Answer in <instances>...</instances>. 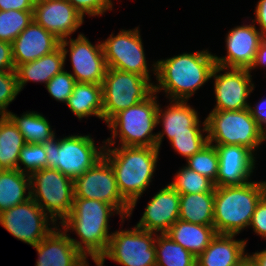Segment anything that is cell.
I'll use <instances>...</instances> for the list:
<instances>
[{"mask_svg":"<svg viewBox=\"0 0 266 266\" xmlns=\"http://www.w3.org/2000/svg\"><path fill=\"white\" fill-rule=\"evenodd\" d=\"M6 116L18 127L26 143L42 144L56 136V130L42 113L27 110L18 116L9 111Z\"/></svg>","mask_w":266,"mask_h":266,"instance_id":"28","label":"cell"},{"mask_svg":"<svg viewBox=\"0 0 266 266\" xmlns=\"http://www.w3.org/2000/svg\"><path fill=\"white\" fill-rule=\"evenodd\" d=\"M30 182L31 198L59 225L72 210L73 179L57 169L44 168L31 174Z\"/></svg>","mask_w":266,"mask_h":266,"instance_id":"9","label":"cell"},{"mask_svg":"<svg viewBox=\"0 0 266 266\" xmlns=\"http://www.w3.org/2000/svg\"><path fill=\"white\" fill-rule=\"evenodd\" d=\"M248 69L225 68L215 65L211 74L215 105L211 110H243L249 108L251 93L255 90Z\"/></svg>","mask_w":266,"mask_h":266,"instance_id":"15","label":"cell"},{"mask_svg":"<svg viewBox=\"0 0 266 266\" xmlns=\"http://www.w3.org/2000/svg\"><path fill=\"white\" fill-rule=\"evenodd\" d=\"M25 144L18 127L7 116H0V170L18 169L19 154Z\"/></svg>","mask_w":266,"mask_h":266,"instance_id":"30","label":"cell"},{"mask_svg":"<svg viewBox=\"0 0 266 266\" xmlns=\"http://www.w3.org/2000/svg\"><path fill=\"white\" fill-rule=\"evenodd\" d=\"M249 111L256 120L258 127L264 132L266 130V97H262L259 101L252 105L249 104Z\"/></svg>","mask_w":266,"mask_h":266,"instance_id":"41","label":"cell"},{"mask_svg":"<svg viewBox=\"0 0 266 266\" xmlns=\"http://www.w3.org/2000/svg\"><path fill=\"white\" fill-rule=\"evenodd\" d=\"M236 266H257L254 260L247 254Z\"/></svg>","mask_w":266,"mask_h":266,"instance_id":"47","label":"cell"},{"mask_svg":"<svg viewBox=\"0 0 266 266\" xmlns=\"http://www.w3.org/2000/svg\"><path fill=\"white\" fill-rule=\"evenodd\" d=\"M261 36L252 20L229 29L225 35L226 55L215 54V64L225 68L249 70L255 60Z\"/></svg>","mask_w":266,"mask_h":266,"instance_id":"17","label":"cell"},{"mask_svg":"<svg viewBox=\"0 0 266 266\" xmlns=\"http://www.w3.org/2000/svg\"><path fill=\"white\" fill-rule=\"evenodd\" d=\"M73 181L74 198L106 202L112 205L123 218H127L130 204L120 194L113 168L104 157Z\"/></svg>","mask_w":266,"mask_h":266,"instance_id":"14","label":"cell"},{"mask_svg":"<svg viewBox=\"0 0 266 266\" xmlns=\"http://www.w3.org/2000/svg\"><path fill=\"white\" fill-rule=\"evenodd\" d=\"M213 216L214 193L180 194V220L201 225H213Z\"/></svg>","mask_w":266,"mask_h":266,"instance_id":"29","label":"cell"},{"mask_svg":"<svg viewBox=\"0 0 266 266\" xmlns=\"http://www.w3.org/2000/svg\"><path fill=\"white\" fill-rule=\"evenodd\" d=\"M249 228L257 236L266 240V194L257 203Z\"/></svg>","mask_w":266,"mask_h":266,"instance_id":"40","label":"cell"},{"mask_svg":"<svg viewBox=\"0 0 266 266\" xmlns=\"http://www.w3.org/2000/svg\"><path fill=\"white\" fill-rule=\"evenodd\" d=\"M237 235L216 234L196 258V266H236L247 254L248 239Z\"/></svg>","mask_w":266,"mask_h":266,"instance_id":"23","label":"cell"},{"mask_svg":"<svg viewBox=\"0 0 266 266\" xmlns=\"http://www.w3.org/2000/svg\"><path fill=\"white\" fill-rule=\"evenodd\" d=\"M154 84L135 73L107 67L102 83L103 121L107 123L119 111L148 98Z\"/></svg>","mask_w":266,"mask_h":266,"instance_id":"10","label":"cell"},{"mask_svg":"<svg viewBox=\"0 0 266 266\" xmlns=\"http://www.w3.org/2000/svg\"><path fill=\"white\" fill-rule=\"evenodd\" d=\"M65 105L80 122L91 116L103 121L102 85L76 82Z\"/></svg>","mask_w":266,"mask_h":266,"instance_id":"26","label":"cell"},{"mask_svg":"<svg viewBox=\"0 0 266 266\" xmlns=\"http://www.w3.org/2000/svg\"><path fill=\"white\" fill-rule=\"evenodd\" d=\"M123 216L110 204L96 199L74 198L70 214L59 224L74 246L88 259L98 262L106 253L110 237V218ZM113 216V217H112ZM76 234L78 239L71 237Z\"/></svg>","mask_w":266,"mask_h":266,"instance_id":"2","label":"cell"},{"mask_svg":"<svg viewBox=\"0 0 266 266\" xmlns=\"http://www.w3.org/2000/svg\"><path fill=\"white\" fill-rule=\"evenodd\" d=\"M35 0H0V11H34Z\"/></svg>","mask_w":266,"mask_h":266,"instance_id":"43","label":"cell"},{"mask_svg":"<svg viewBox=\"0 0 266 266\" xmlns=\"http://www.w3.org/2000/svg\"><path fill=\"white\" fill-rule=\"evenodd\" d=\"M205 120L208 143L244 146L258 156L264 144V132L258 127L248 108L234 111L211 110Z\"/></svg>","mask_w":266,"mask_h":266,"instance_id":"7","label":"cell"},{"mask_svg":"<svg viewBox=\"0 0 266 266\" xmlns=\"http://www.w3.org/2000/svg\"><path fill=\"white\" fill-rule=\"evenodd\" d=\"M180 193L169 183L151 196L136 226L157 234L166 233L179 219Z\"/></svg>","mask_w":266,"mask_h":266,"instance_id":"20","label":"cell"},{"mask_svg":"<svg viewBox=\"0 0 266 266\" xmlns=\"http://www.w3.org/2000/svg\"><path fill=\"white\" fill-rule=\"evenodd\" d=\"M159 155L156 146H105L103 157L113 168L120 194L130 204L128 220L139 199L151 188Z\"/></svg>","mask_w":266,"mask_h":266,"instance_id":"3","label":"cell"},{"mask_svg":"<svg viewBox=\"0 0 266 266\" xmlns=\"http://www.w3.org/2000/svg\"><path fill=\"white\" fill-rule=\"evenodd\" d=\"M155 250L156 266H196V257L165 233H156Z\"/></svg>","mask_w":266,"mask_h":266,"instance_id":"31","label":"cell"},{"mask_svg":"<svg viewBox=\"0 0 266 266\" xmlns=\"http://www.w3.org/2000/svg\"><path fill=\"white\" fill-rule=\"evenodd\" d=\"M60 47L64 54V65L67 56L70 58L72 71L68 72L76 82L102 85L107 65L101 40L93 44L84 33L79 32L76 38L61 40Z\"/></svg>","mask_w":266,"mask_h":266,"instance_id":"12","label":"cell"},{"mask_svg":"<svg viewBox=\"0 0 266 266\" xmlns=\"http://www.w3.org/2000/svg\"><path fill=\"white\" fill-rule=\"evenodd\" d=\"M265 67L266 69V35H262L260 38V45L258 47L255 60L251 67L249 68V72L252 73L255 69H261Z\"/></svg>","mask_w":266,"mask_h":266,"instance_id":"45","label":"cell"},{"mask_svg":"<svg viewBox=\"0 0 266 266\" xmlns=\"http://www.w3.org/2000/svg\"><path fill=\"white\" fill-rule=\"evenodd\" d=\"M15 70L12 56V44L0 40V72Z\"/></svg>","mask_w":266,"mask_h":266,"instance_id":"42","label":"cell"},{"mask_svg":"<svg viewBox=\"0 0 266 266\" xmlns=\"http://www.w3.org/2000/svg\"><path fill=\"white\" fill-rule=\"evenodd\" d=\"M114 34L101 41L107 67L138 74L154 84L151 76H156L157 64L156 60L151 62L153 64L147 63L140 27L120 29Z\"/></svg>","mask_w":266,"mask_h":266,"instance_id":"8","label":"cell"},{"mask_svg":"<svg viewBox=\"0 0 266 266\" xmlns=\"http://www.w3.org/2000/svg\"><path fill=\"white\" fill-rule=\"evenodd\" d=\"M169 143L175 153L187 160L208 143V136L207 133L174 135Z\"/></svg>","mask_w":266,"mask_h":266,"instance_id":"36","label":"cell"},{"mask_svg":"<svg viewBox=\"0 0 266 266\" xmlns=\"http://www.w3.org/2000/svg\"><path fill=\"white\" fill-rule=\"evenodd\" d=\"M159 95L153 92L148 98L119 111L107 123L111 132L105 146H156L157 111Z\"/></svg>","mask_w":266,"mask_h":266,"instance_id":"5","label":"cell"},{"mask_svg":"<svg viewBox=\"0 0 266 266\" xmlns=\"http://www.w3.org/2000/svg\"><path fill=\"white\" fill-rule=\"evenodd\" d=\"M31 199L30 175L16 170H0V213Z\"/></svg>","mask_w":266,"mask_h":266,"instance_id":"27","label":"cell"},{"mask_svg":"<svg viewBox=\"0 0 266 266\" xmlns=\"http://www.w3.org/2000/svg\"><path fill=\"white\" fill-rule=\"evenodd\" d=\"M185 166L212 180L216 187L219 158L214 145L207 143L199 152L186 160Z\"/></svg>","mask_w":266,"mask_h":266,"instance_id":"34","label":"cell"},{"mask_svg":"<svg viewBox=\"0 0 266 266\" xmlns=\"http://www.w3.org/2000/svg\"><path fill=\"white\" fill-rule=\"evenodd\" d=\"M44 168H47V159L43 144L26 143L19 154L18 170L31 175Z\"/></svg>","mask_w":266,"mask_h":266,"instance_id":"35","label":"cell"},{"mask_svg":"<svg viewBox=\"0 0 266 266\" xmlns=\"http://www.w3.org/2000/svg\"><path fill=\"white\" fill-rule=\"evenodd\" d=\"M0 225L32 247L58 226L32 198L1 212Z\"/></svg>","mask_w":266,"mask_h":266,"instance_id":"13","label":"cell"},{"mask_svg":"<svg viewBox=\"0 0 266 266\" xmlns=\"http://www.w3.org/2000/svg\"><path fill=\"white\" fill-rule=\"evenodd\" d=\"M167 102L164 109L158 102L157 126H162V130L156 132V147L159 150L165 136L170 142L174 135L207 133L205 118L201 121L197 109L188 101L167 99Z\"/></svg>","mask_w":266,"mask_h":266,"instance_id":"16","label":"cell"},{"mask_svg":"<svg viewBox=\"0 0 266 266\" xmlns=\"http://www.w3.org/2000/svg\"><path fill=\"white\" fill-rule=\"evenodd\" d=\"M254 15L251 19L255 25H258V30L261 35H266V0H258L255 4Z\"/></svg>","mask_w":266,"mask_h":266,"instance_id":"44","label":"cell"},{"mask_svg":"<svg viewBox=\"0 0 266 266\" xmlns=\"http://www.w3.org/2000/svg\"><path fill=\"white\" fill-rule=\"evenodd\" d=\"M264 143H266V130L264 131Z\"/></svg>","mask_w":266,"mask_h":266,"instance_id":"48","label":"cell"},{"mask_svg":"<svg viewBox=\"0 0 266 266\" xmlns=\"http://www.w3.org/2000/svg\"><path fill=\"white\" fill-rule=\"evenodd\" d=\"M46 152L47 168L57 169L73 180L83 175L104 156L105 140L97 145L92 134L56 136L42 143Z\"/></svg>","mask_w":266,"mask_h":266,"instance_id":"6","label":"cell"},{"mask_svg":"<svg viewBox=\"0 0 266 266\" xmlns=\"http://www.w3.org/2000/svg\"><path fill=\"white\" fill-rule=\"evenodd\" d=\"M84 18L100 17L107 11H113L112 0H67Z\"/></svg>","mask_w":266,"mask_h":266,"instance_id":"39","label":"cell"},{"mask_svg":"<svg viewBox=\"0 0 266 266\" xmlns=\"http://www.w3.org/2000/svg\"><path fill=\"white\" fill-rule=\"evenodd\" d=\"M33 19L60 41L84 24V17L67 0H35Z\"/></svg>","mask_w":266,"mask_h":266,"instance_id":"18","label":"cell"},{"mask_svg":"<svg viewBox=\"0 0 266 266\" xmlns=\"http://www.w3.org/2000/svg\"><path fill=\"white\" fill-rule=\"evenodd\" d=\"M214 146L219 158L216 187L242 185L253 179L259 157L250 149L240 145Z\"/></svg>","mask_w":266,"mask_h":266,"instance_id":"19","label":"cell"},{"mask_svg":"<svg viewBox=\"0 0 266 266\" xmlns=\"http://www.w3.org/2000/svg\"><path fill=\"white\" fill-rule=\"evenodd\" d=\"M33 21V11H0V40L12 43Z\"/></svg>","mask_w":266,"mask_h":266,"instance_id":"33","label":"cell"},{"mask_svg":"<svg viewBox=\"0 0 266 266\" xmlns=\"http://www.w3.org/2000/svg\"><path fill=\"white\" fill-rule=\"evenodd\" d=\"M35 248L38 258L35 266H87V259L58 225Z\"/></svg>","mask_w":266,"mask_h":266,"instance_id":"21","label":"cell"},{"mask_svg":"<svg viewBox=\"0 0 266 266\" xmlns=\"http://www.w3.org/2000/svg\"><path fill=\"white\" fill-rule=\"evenodd\" d=\"M17 74L15 70L0 72V116H6L8 106L19 95Z\"/></svg>","mask_w":266,"mask_h":266,"instance_id":"38","label":"cell"},{"mask_svg":"<svg viewBox=\"0 0 266 266\" xmlns=\"http://www.w3.org/2000/svg\"><path fill=\"white\" fill-rule=\"evenodd\" d=\"M75 83V78L70 72L63 69L51 78L45 87L52 99L65 104L73 92Z\"/></svg>","mask_w":266,"mask_h":266,"instance_id":"37","label":"cell"},{"mask_svg":"<svg viewBox=\"0 0 266 266\" xmlns=\"http://www.w3.org/2000/svg\"><path fill=\"white\" fill-rule=\"evenodd\" d=\"M119 230L113 231L106 253L97 262L104 265L108 259L122 266H156V233L140 229L136 225L123 229L125 220L120 218Z\"/></svg>","mask_w":266,"mask_h":266,"instance_id":"11","label":"cell"},{"mask_svg":"<svg viewBox=\"0 0 266 266\" xmlns=\"http://www.w3.org/2000/svg\"><path fill=\"white\" fill-rule=\"evenodd\" d=\"M64 67V54L61 47L35 61L19 64L15 72L20 92L28 82L43 83L45 86L51 78L65 69Z\"/></svg>","mask_w":266,"mask_h":266,"instance_id":"24","label":"cell"},{"mask_svg":"<svg viewBox=\"0 0 266 266\" xmlns=\"http://www.w3.org/2000/svg\"><path fill=\"white\" fill-rule=\"evenodd\" d=\"M165 234L197 258L217 233L213 225L189 223L178 219Z\"/></svg>","mask_w":266,"mask_h":266,"instance_id":"25","label":"cell"},{"mask_svg":"<svg viewBox=\"0 0 266 266\" xmlns=\"http://www.w3.org/2000/svg\"><path fill=\"white\" fill-rule=\"evenodd\" d=\"M266 194V180L214 189L213 226L217 234L239 235L249 227L255 208Z\"/></svg>","mask_w":266,"mask_h":266,"instance_id":"4","label":"cell"},{"mask_svg":"<svg viewBox=\"0 0 266 266\" xmlns=\"http://www.w3.org/2000/svg\"><path fill=\"white\" fill-rule=\"evenodd\" d=\"M60 40L40 26L34 19L11 43L15 68L35 61L60 47Z\"/></svg>","mask_w":266,"mask_h":266,"instance_id":"22","label":"cell"},{"mask_svg":"<svg viewBox=\"0 0 266 266\" xmlns=\"http://www.w3.org/2000/svg\"><path fill=\"white\" fill-rule=\"evenodd\" d=\"M248 255L254 260V262L257 264V266H266V248L262 251H256L248 253Z\"/></svg>","mask_w":266,"mask_h":266,"instance_id":"46","label":"cell"},{"mask_svg":"<svg viewBox=\"0 0 266 266\" xmlns=\"http://www.w3.org/2000/svg\"><path fill=\"white\" fill-rule=\"evenodd\" d=\"M154 92L168 100L189 101L211 79L215 54L209 49L183 52L156 61Z\"/></svg>","mask_w":266,"mask_h":266,"instance_id":"1","label":"cell"},{"mask_svg":"<svg viewBox=\"0 0 266 266\" xmlns=\"http://www.w3.org/2000/svg\"><path fill=\"white\" fill-rule=\"evenodd\" d=\"M169 184L180 194L214 193L215 184L209 178L182 165Z\"/></svg>","mask_w":266,"mask_h":266,"instance_id":"32","label":"cell"}]
</instances>
